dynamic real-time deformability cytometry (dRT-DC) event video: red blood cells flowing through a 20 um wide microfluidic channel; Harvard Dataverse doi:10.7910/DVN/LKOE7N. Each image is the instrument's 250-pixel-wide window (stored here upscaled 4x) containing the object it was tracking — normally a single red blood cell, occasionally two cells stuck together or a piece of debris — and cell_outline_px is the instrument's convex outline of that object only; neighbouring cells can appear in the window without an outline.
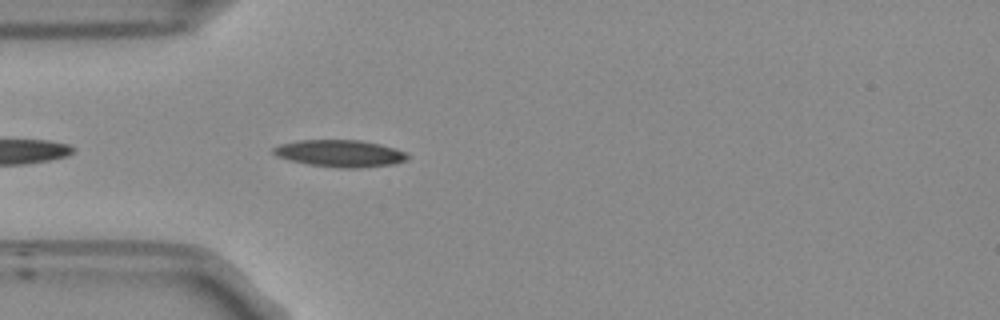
{"species": "Egyptian fruit bat (a non-hibernating species)", "species_latin": "Rousettus aegyptiacus", "temperature_condition": "room temperature", "stored_images_in_passage": 41, "camera_frame_rate_fps": 3000, "um_per_image_px": 0.085, "frame": {"image": 1, "passage_image": 3, "time_ms": 0.667, "image_size_px": [1000, 320], "cell_outline_px": [[408, 160], [392, 164], [356, 168], [340, 168], [308, 164], [288, 160], [276, 156], [272, 152], [272, 148], [280, 144], [300, 140], [360, 140], [380, 144], [396, 148], [404, 152], [408, 156]], "centroid_in_image_um": [28.88, 13.04], "position_along_channel_um": 56.1, "area_um2": 21.1}}
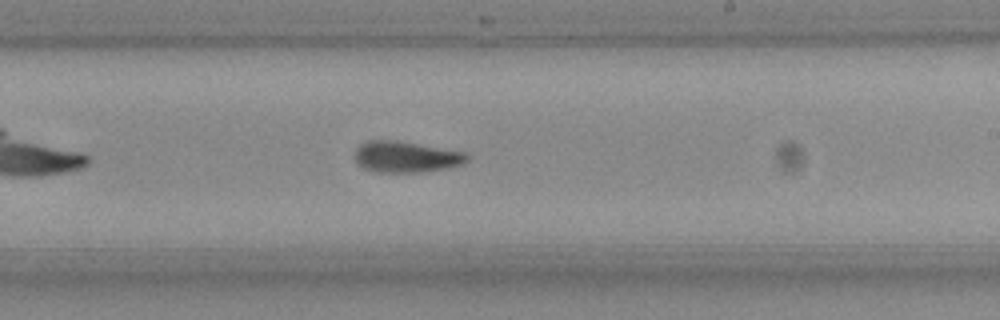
{"frame": {"image": 2, "passage_image": 19, "time_ms": 6.0, "image_size_px": [1000, 320], "cell_outline_px": [[468, 160], [460, 164], [448, 168], [424, 172], [372, 172], [364, 168], [356, 160], [356, 148], [360, 144], [368, 140], [396, 140], [464, 152], [468, 156]], "centroid_in_image_um": [34.49, 13.33], "position_along_channel_um": 254.5, "area_um2": 20.23}}
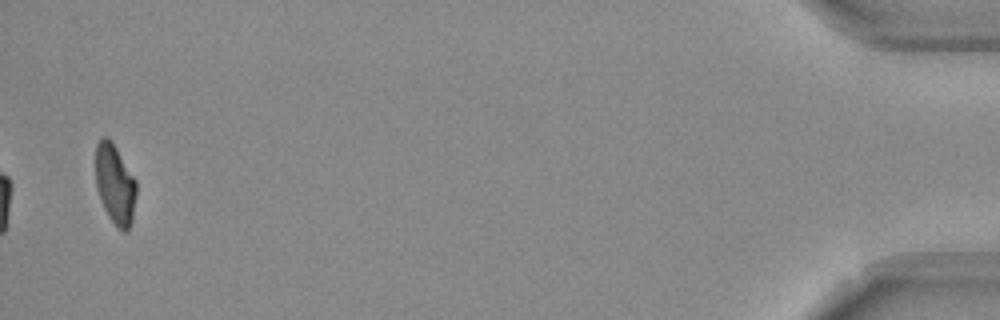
{"frame": {"image": 3, "passage_image": 40, "time_ms": 13.0, "image_size_px": [1000, 320], "cell_outline_px": [[136, 196], [132, 220], [128, 232], [124, 232], [112, 220], [104, 208], [96, 188], [96, 144], [104, 136], [116, 148], [136, 180]], "centroid_in_image_um": [9.79, 15.68], "position_along_channel_um": 425.4, "area_um2": 18.55}, "authors_computed_cell_mechanics": {"area_um2": 20.1144, "velocity_mm_per_s": 3.7745, "shape_relaxation_time_tau1_ms": null, "shape_relaxation_time_tau2_ms": 4.8089, "deformation_change_tau1": null, "deformation_change_tau2": 0.1188}}